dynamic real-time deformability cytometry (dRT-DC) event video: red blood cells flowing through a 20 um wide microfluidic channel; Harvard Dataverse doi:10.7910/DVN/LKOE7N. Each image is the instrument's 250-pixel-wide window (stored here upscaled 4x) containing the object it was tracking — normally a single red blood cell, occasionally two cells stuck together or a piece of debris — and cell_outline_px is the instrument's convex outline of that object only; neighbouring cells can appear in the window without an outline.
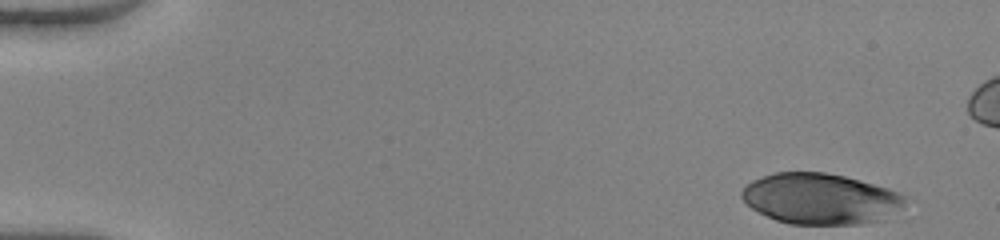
{"species": "human", "species_latin": "Homo sapiens", "temperature_condition": "warm", "stored_images_in_passage": 50, "camera_frame_rate_fps": 3000, "um_per_image_px": 0.085, "donor": {"sex": "female"}, "frame": {"image": 1, "passage_image": 1, "time_ms": 0.0, "image_size_px": [1000, 240], "cell_outline_px": [[908, 196], [904, 204], [884, 220], [860, 224], [788, 224], [776, 220], [752, 208], [740, 196], [740, 192], [752, 180], [776, 172], [824, 172], [844, 176], [860, 180], [888, 188]], "centroid_in_image_um": [69.76, 16.89], "position_along_channel_um": 15.2, "area_um2": 48.32}}
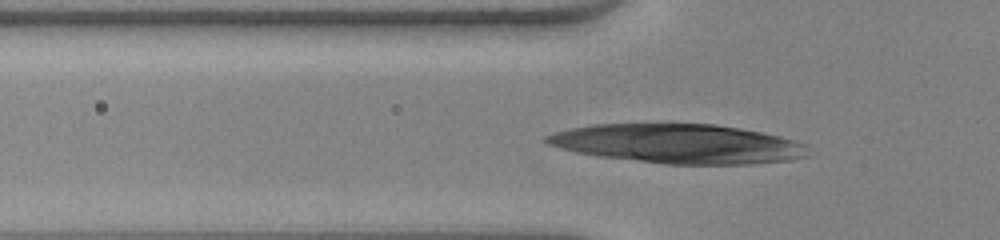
{"frame": {"image": 2, "passage_image": 16, "time_ms": 5.0, "image_size_px": [1000, 240], "cell_outline_px": [[812, 156], [792, 160], [752, 164], [668, 164], [596, 156], [576, 152], [560, 148], [548, 144], [540, 140], [544, 136], [556, 132], [572, 128], [592, 124], [716, 124], [740, 128], [780, 136], [804, 144]], "centroid_in_image_um": [57.66, 12.22], "position_along_channel_um": 68.1, "area_um2": 60.0}}
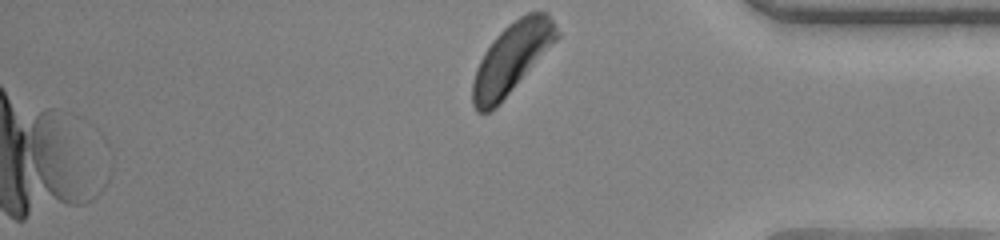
{"frame": {"image": 3, "passage_image": 50, "time_ms": 16.333, "image_size_px": [1000, 240], "cell_outline_px": [[560, 36], [496, 108], [488, 112], [476, 112], [472, 104], [472, 84], [476, 68], [484, 52], [496, 36], [508, 24], [520, 16], [528, 12], [548, 12], [560, 32]], "centroid_in_image_um": [43.49, 4.95], "position_along_channel_um": 391.7, "area_um2": 34.22}}